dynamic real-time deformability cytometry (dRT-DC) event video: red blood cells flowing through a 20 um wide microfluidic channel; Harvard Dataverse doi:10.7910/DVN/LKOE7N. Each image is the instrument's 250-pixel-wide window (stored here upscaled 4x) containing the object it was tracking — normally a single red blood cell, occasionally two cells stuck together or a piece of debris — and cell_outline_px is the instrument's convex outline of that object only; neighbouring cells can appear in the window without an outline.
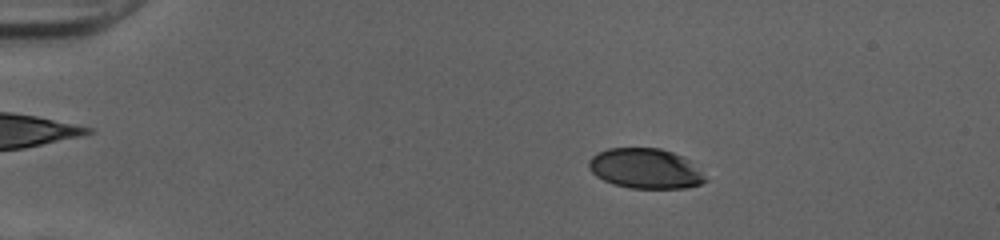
{"species": "human", "species_latin": "Homo sapiens", "temperature_condition": "cold", "stored_images_in_passage": 52, "camera_frame_rate_fps": 3000, "um_per_image_px": 0.085, "donor": {"sex": "female"}, "frame": {"image": 1, "passage_image": 10, "time_ms": 3.0, "image_size_px": [1000, 240], "cell_outline_px": [[708, 180], [700, 184], [684, 188], [632, 188], [612, 184], [596, 176], [588, 168], [588, 160], [596, 152], [608, 148], [660, 148], [672, 152], [688, 160]], "centroid_in_image_um": [54.79, 14.32], "position_along_channel_um": 30.2, "area_um2": 27.05}}
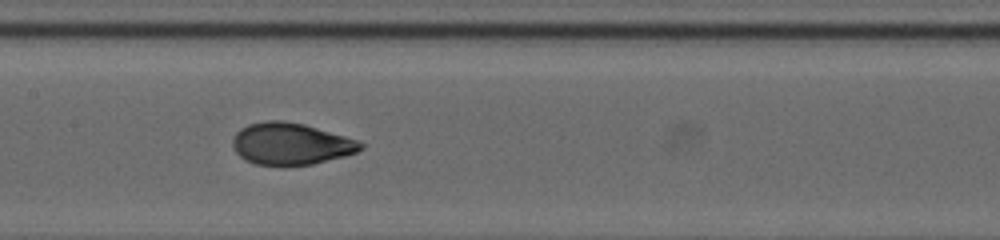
{"frame": {"image": 2, "passage_image": 27, "time_ms": 8.667, "image_size_px": [1000, 240], "cell_outline_px": [[364, 148], [356, 152], [344, 156], [312, 164], [284, 168], [280, 168], [256, 164], [244, 160], [236, 152], [232, 144], [232, 140], [236, 132], [240, 128], [248, 124], [264, 120], [284, 120], [304, 124], [344, 136], [356, 140], [364, 144]], "centroid_in_image_um": [24.67, 12.25], "position_along_channel_um": 182.7, "area_um2": 31.79}}
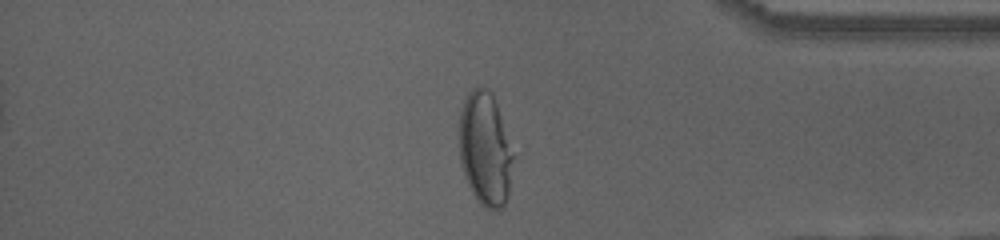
{"frame": {"image": 3, "passage_image": 44, "time_ms": 14.333, "image_size_px": [1000, 240], "cell_outline_px": [[512, 156], [508, 196], [504, 204], [500, 208], [484, 208], [480, 204], [472, 192], [468, 184], [460, 160], [460, 112], [464, 100], [468, 92], [472, 88], [488, 88], [492, 92], [500, 116]], "centroid_in_image_um": [41.2, 12.66], "position_along_channel_um": 394.0, "area_um2": 34.62}, "authors_computed_cell_mechanics": {"area_um2": 30.923, "velocity_mm_per_s": 4.0432, "shape_relaxation_time_tau1_ms": 4.157, "shape_relaxation_time_tau2_ms": null, "deformation_change_tau1": 0.1962, "deformation_change_tau2": null}}